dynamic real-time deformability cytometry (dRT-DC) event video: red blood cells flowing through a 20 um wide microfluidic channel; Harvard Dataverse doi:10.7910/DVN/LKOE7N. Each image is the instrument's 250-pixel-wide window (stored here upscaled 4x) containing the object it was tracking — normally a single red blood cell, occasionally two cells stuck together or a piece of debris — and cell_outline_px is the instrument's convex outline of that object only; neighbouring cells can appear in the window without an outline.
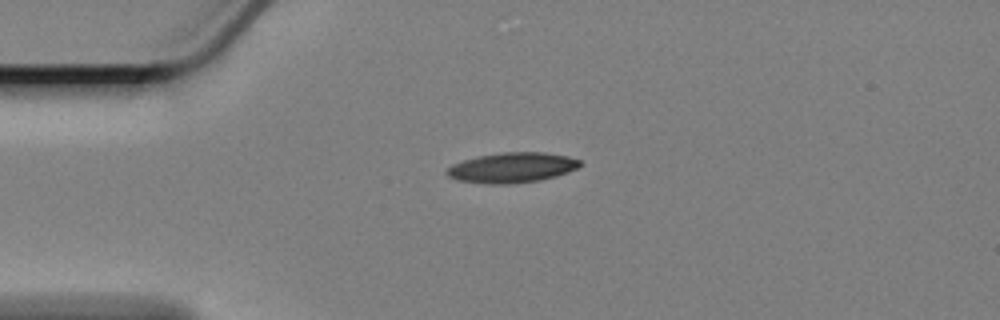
{"species": "Egyptian fruit bat (a non-hibernating species)", "species_latin": "Rousettus aegyptiacus", "temperature_condition": "cold", "stored_images_in_passage": 39, "camera_frame_rate_fps": 3000, "um_per_image_px": 0.085, "animal": {"sex": "female"}, "frame": {"image": 1, "passage_image": 1, "time_ms": 0.0, "image_size_px": [1000, 320], "cell_outline_px": [[580, 164], [576, 168], [568, 172], [556, 176], [540, 180], [508, 184], [492, 184], [460, 180], [448, 176], [444, 172], [452, 164], [464, 160], [480, 156], [500, 152], [544, 152], [568, 156], [580, 160]], "centroid_in_image_um": [43.53, 14.24], "position_along_channel_um": 41.5, "area_um2": 23.18}}
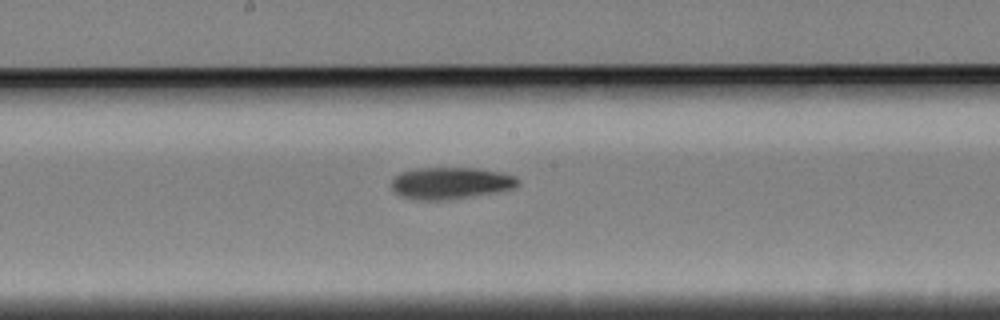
{"frame": {"image": 2, "passage_image": 18, "time_ms": 5.667, "image_size_px": [1000, 320], "cell_outline_px": [[520, 184], [512, 188], [496, 192], [444, 200], [420, 200], [404, 196], [396, 192], [392, 188], [392, 180], [400, 172], [416, 168], [476, 168], [500, 172], [516, 176], [520, 180]], "centroid_in_image_um": [38.33, 15.55], "position_along_channel_um": 209.9, "area_um2": 23.24}}
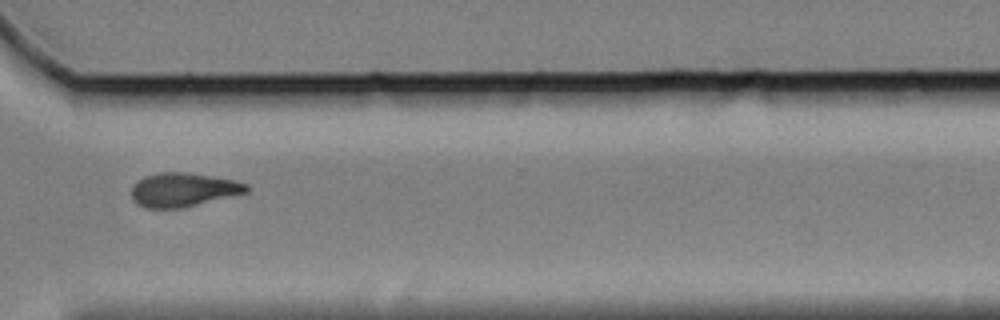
{"frame": {"image": 3, "passage_image": 31, "time_ms": 10.0, "image_size_px": [1000, 320], "cell_outline_px": [[248, 192], [180, 208], [144, 208], [136, 204], [132, 200], [132, 184], [136, 180], [144, 176], [160, 172], [184, 172], [212, 176], [236, 180], [248, 184]], "centroid_in_image_um": [15.53, 16.12], "position_along_channel_um": 355.1, "area_um2": 22.77}, "authors_computed_cell_mechanics": {"area_um2": 23.12, "velocity_mm_per_s": 3.3518, "shape_relaxation_time_tau1_ms": 9.6738, "shape_relaxation_time_tau2_ms": null, "deformation_change_tau1": 0.1911, "deformation_change_tau2": null}}